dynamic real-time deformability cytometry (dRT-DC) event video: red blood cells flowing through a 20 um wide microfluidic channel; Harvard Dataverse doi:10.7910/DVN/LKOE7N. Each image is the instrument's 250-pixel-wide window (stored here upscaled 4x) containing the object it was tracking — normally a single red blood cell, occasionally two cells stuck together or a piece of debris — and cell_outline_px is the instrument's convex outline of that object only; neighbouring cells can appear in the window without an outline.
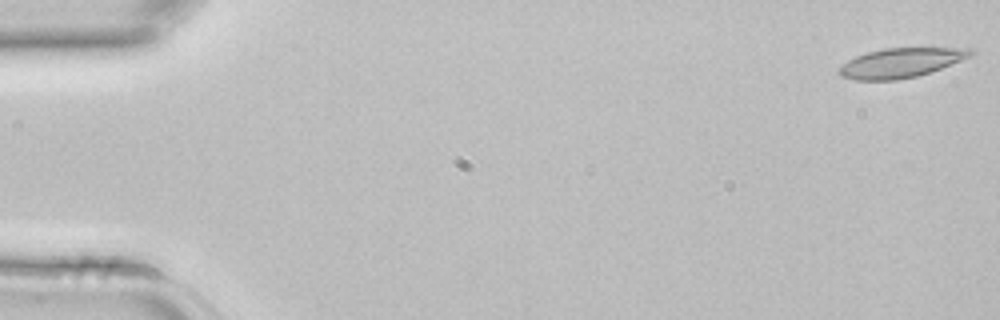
{"species": "common noctule bat (a hibernating species)", "species_latin": "Nyctalus noctula", "temperature_condition": "room temperature", "stored_images_in_passage": 4, "segment_of_instrument_passage": [1, 2], "camera_frame_rate_fps": 3000, "um_per_image_px": 0.085, "animal": {"sex": "female", "body_mass_g": 22.7, "forearm_length_mm": 54.2}, "frame": {"image": 1, "passage_image": 1, "time_ms": 0.0, "image_size_px": [1000, 320], "cell_outline_px": [[972, 56], [940, 68], [916, 76], [896, 80], [856, 80], [840, 76], [836, 72], [848, 60], [856, 56], [868, 52], [884, 48], [972, 48]], "centroid_in_image_um": [76.54, 5.34], "position_along_channel_um": 8.5, "area_um2": 22.31}}